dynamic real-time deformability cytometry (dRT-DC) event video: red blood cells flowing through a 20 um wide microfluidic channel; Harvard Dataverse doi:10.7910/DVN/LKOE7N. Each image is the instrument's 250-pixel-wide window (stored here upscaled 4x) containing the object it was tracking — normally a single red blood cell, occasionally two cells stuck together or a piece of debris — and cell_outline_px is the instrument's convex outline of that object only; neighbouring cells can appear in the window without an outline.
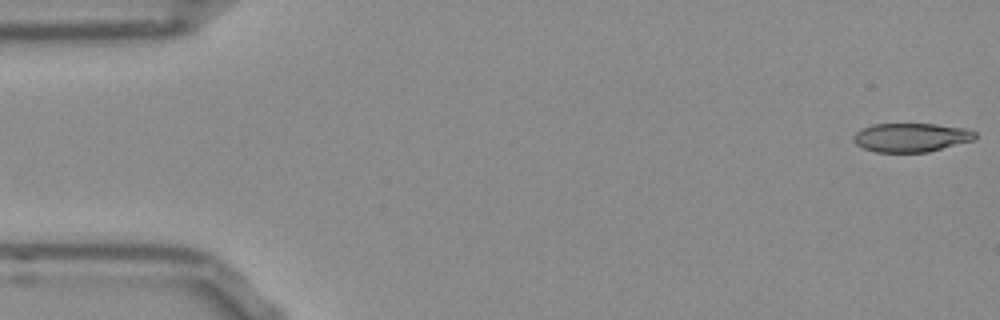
{"species": "Egyptian fruit bat (a non-hibernating species)", "species_latin": "Rousettus aegyptiacus", "temperature_condition": "room temperature", "stored_images_in_passage": 52, "camera_frame_rate_fps": 3000, "um_per_image_px": 0.085, "frame": {"image": 1, "passage_image": 1, "time_ms": 0.0, "image_size_px": [1000, 320], "cell_outline_px": [[976, 140], [928, 152], [876, 152], [864, 148], [856, 144], [852, 140], [852, 136], [860, 128], [872, 124], [936, 124], [968, 128], [976, 132]], "centroid_in_image_um": [77.46, 11.68], "position_along_channel_um": 7.5, "area_um2": 20.75}}
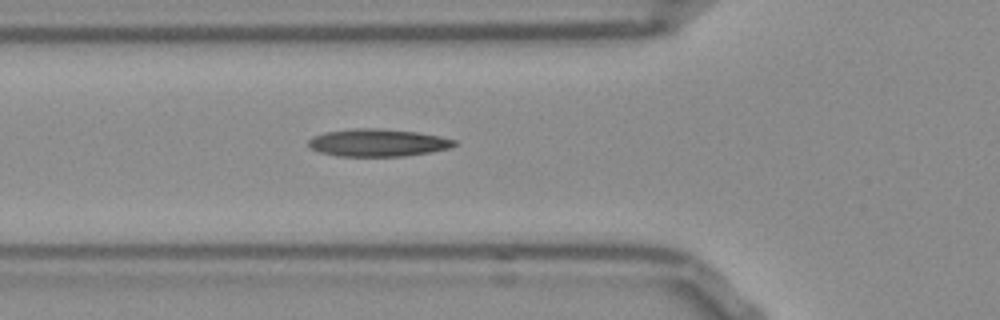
{"frame": {"image": 2, "passage_image": 18, "time_ms": 5.667, "image_size_px": [1000, 320], "cell_outline_px": [[456, 144], [448, 148], [432, 152], [404, 156], [336, 156], [320, 152], [312, 148], [308, 144], [308, 140], [312, 136], [324, 132], [352, 128], [380, 128], [416, 132], [440, 136], [456, 140]], "centroid_in_image_um": [32.09, 12.12], "position_along_channel_um": 93.7, "area_um2": 23.47}}
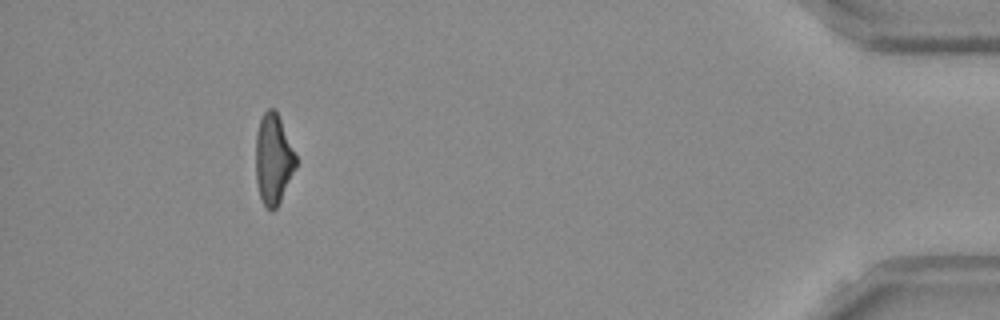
{"frame": {"image": 3, "passage_image": 48, "time_ms": 15.667, "image_size_px": [1000, 320], "cell_outline_px": [[296, 168], [276, 208], [272, 212], [260, 200], [256, 184], [256, 132], [260, 120], [264, 112], [268, 108], [276, 108], [296, 156]], "centroid_in_image_um": [23.22, 13.52], "position_along_channel_um": 412.0, "area_um2": 21.15}, "authors_computed_cell_mechanics": {"area_um2": 22.0507, "velocity_mm_per_s": 3.8387, "shape_relaxation_time_tau1_ms": null, "shape_relaxation_time_tau2_ms": 3.7103, "deformation_change_tau1": null, "deformation_change_tau2": 0.1376}}